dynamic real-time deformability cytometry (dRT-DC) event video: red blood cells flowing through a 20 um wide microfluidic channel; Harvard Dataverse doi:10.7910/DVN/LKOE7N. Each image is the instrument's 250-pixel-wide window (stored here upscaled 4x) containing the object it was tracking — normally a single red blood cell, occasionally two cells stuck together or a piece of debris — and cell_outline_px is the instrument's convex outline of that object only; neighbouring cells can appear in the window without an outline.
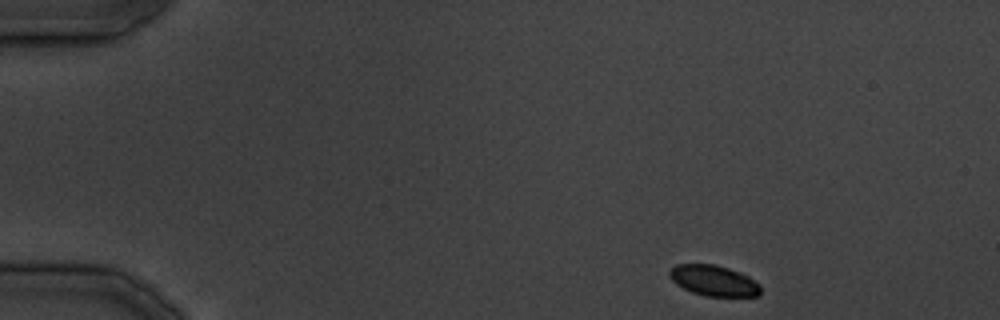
{"species": "common noctule bat (a hibernating species)", "species_latin": "Nyctalus noctula", "temperature_condition": "cold", "stored_images_in_passage": 32, "camera_frame_rate_fps": 3000, "um_per_image_px": 0.085, "animal": {"sex": "male", "body_mass_g": 19.5, "forearm_length_mm": 54.6}, "frame": {"image": 1, "passage_image": 1, "time_ms": 0.0, "image_size_px": [1000, 320], "cell_outline_px": [[760, 296], [704, 296], [692, 292], [676, 284], [668, 276], [668, 272], [676, 264], [716, 264], [740, 272], [748, 276], [760, 284]], "centroid_in_image_um": [60.66, 23.85], "position_along_channel_um": 24.3, "area_um2": 16.36}}
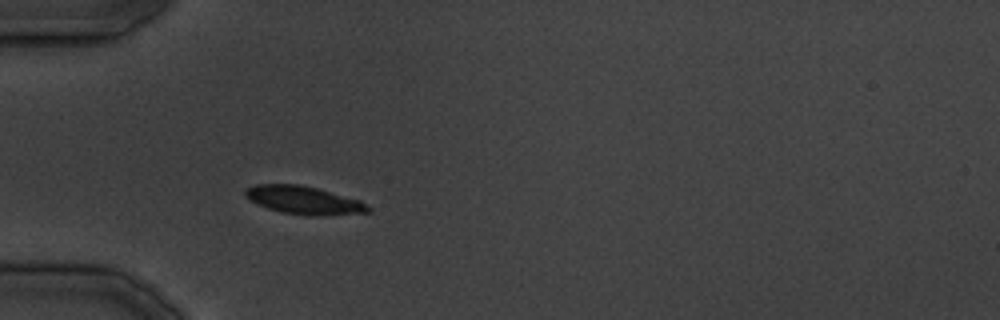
{"frame": {"image": 2, "passage_image": 7, "time_ms": 8.0, "image_size_px": [1000, 320], "cell_outline_px": [[372, 212], [316, 216], [312, 216], [280, 212], [268, 208], [244, 196], [244, 192], [248, 188], [256, 184], [300, 184], [316, 188], [360, 200], [372, 208]], "centroid_in_image_um": [25.86, 17.02], "position_along_channel_um": 59.1, "area_um2": 19.94}}
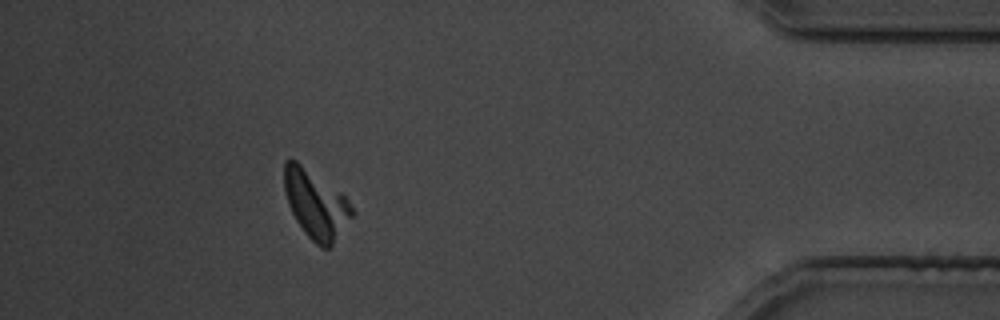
{"frame": {"image": 3, "passage_image": 29, "time_ms": 35.0, "image_size_px": [1000, 320], "cell_outline_px": [[356, 212], [332, 244], [328, 248], [320, 248], [304, 232], [296, 220], [288, 204], [284, 192], [284, 160], [288, 156], [296, 160], [340, 192], [344, 196]], "centroid_in_image_um": [26.82, 17.34], "position_along_channel_um": 408.4, "area_um2": 26.82}}